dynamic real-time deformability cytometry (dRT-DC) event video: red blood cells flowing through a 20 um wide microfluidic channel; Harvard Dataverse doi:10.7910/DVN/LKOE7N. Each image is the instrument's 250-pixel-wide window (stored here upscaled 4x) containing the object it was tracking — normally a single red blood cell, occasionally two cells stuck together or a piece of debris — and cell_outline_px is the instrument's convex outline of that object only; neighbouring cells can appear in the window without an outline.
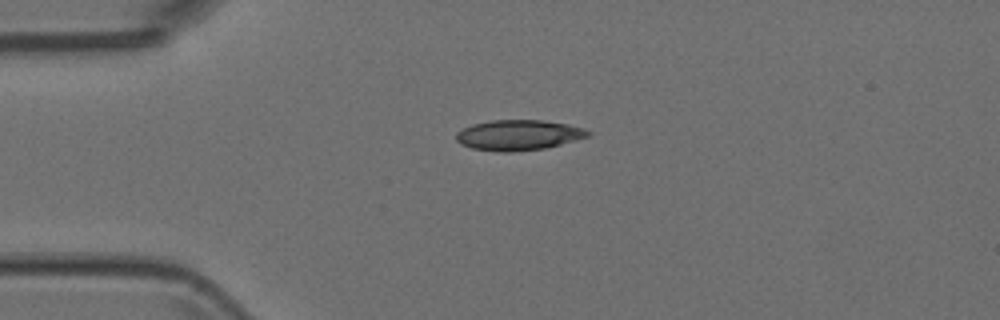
{"species": "Egyptian fruit bat (a non-hibernating species)", "species_latin": "Rousettus aegyptiacus", "temperature_condition": "room temperature", "stored_images_in_passage": 2, "camera_frame_rate_fps": 3000, "um_per_image_px": 0.085, "animal": {"sex": "female"}, "frame": {"image": 1, "passage_image": 2, "time_ms": 0.333, "image_size_px": [1000, 320], "cell_outline_px": [[592, 136], [544, 148], [512, 152], [500, 152], [472, 148], [460, 144], [456, 140], [456, 132], [472, 124], [492, 120], [544, 120], [568, 124], [584, 128], [592, 132]], "centroid_in_image_um": [44.09, 11.48], "position_along_channel_um": 40.9, "area_um2": 23.47}}